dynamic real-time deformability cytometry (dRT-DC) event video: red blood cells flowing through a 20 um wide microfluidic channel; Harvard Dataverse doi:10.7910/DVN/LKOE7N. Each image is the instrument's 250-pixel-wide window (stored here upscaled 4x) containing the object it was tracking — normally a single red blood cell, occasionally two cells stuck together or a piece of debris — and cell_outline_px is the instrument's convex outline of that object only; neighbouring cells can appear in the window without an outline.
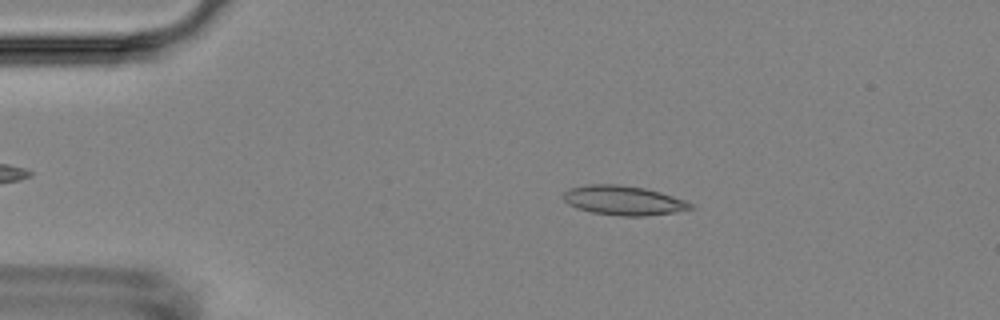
{"species": "Egyptian fruit bat (a non-hibernating species)", "species_latin": "Rousettus aegyptiacus", "temperature_condition": "room temperature", "stored_images_in_passage": 47, "camera_frame_rate_fps": 3000, "um_per_image_px": 0.085, "animal": {"sex": "female"}, "frame": {"image": 1, "passage_image": 10, "time_ms": 3.0, "image_size_px": [1000, 320], "cell_outline_px": [[696, 208], [672, 212], [644, 216], [620, 216], [592, 212], [576, 208], [568, 204], [564, 200], [564, 192], [568, 188], [588, 184], [616, 184], [644, 188], [660, 192], [696, 204]], "centroid_in_image_um": [53.0, 17.03], "position_along_channel_um": 32.0, "area_um2": 21.79}}
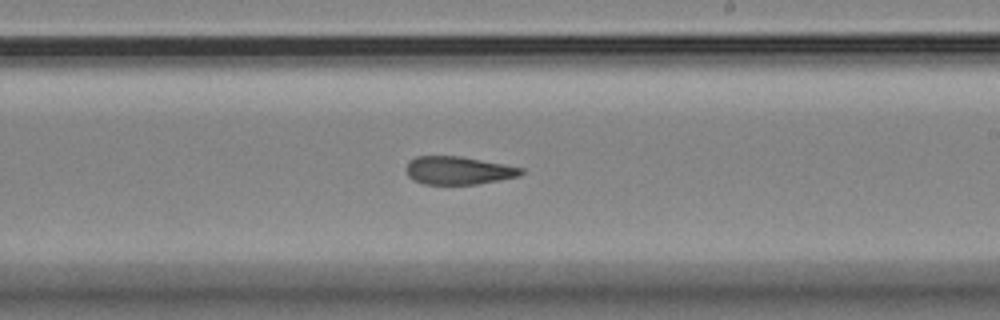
{"frame": {"image": 2, "passage_image": 32, "time_ms": 10.333, "image_size_px": [1000, 320], "cell_outline_px": [[524, 172], [520, 176], [500, 180], [476, 184], [424, 184], [412, 180], [408, 176], [404, 168], [408, 160], [416, 156], [460, 156], [504, 164], [524, 168]], "centroid_in_image_um": [38.93, 14.48], "position_along_channel_um": 250.1, "area_um2": 19.02}}
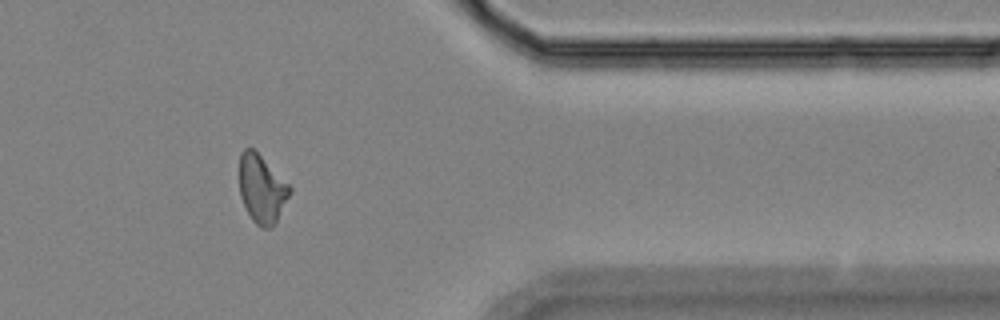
{"frame": {"image": 3, "passage_image": 45, "time_ms": 14.667, "image_size_px": [1000, 320], "cell_outline_px": [[292, 192], [276, 224], [268, 228], [260, 228], [252, 220], [240, 196], [240, 152], [244, 148], [252, 148], [292, 188]], "centroid_in_image_um": [22.27, 16.1], "position_along_channel_um": 389.1, "area_um2": 19.83}, "authors_computed_cell_mechanics": {"area_um2": 20.4612, "velocity_mm_per_s": 3.5996, "shape_relaxation_time_tau1_ms": null, "shape_relaxation_time_tau2_ms": 4.9054, "deformation_change_tau1": null, "deformation_change_tau2": 0.1282}}